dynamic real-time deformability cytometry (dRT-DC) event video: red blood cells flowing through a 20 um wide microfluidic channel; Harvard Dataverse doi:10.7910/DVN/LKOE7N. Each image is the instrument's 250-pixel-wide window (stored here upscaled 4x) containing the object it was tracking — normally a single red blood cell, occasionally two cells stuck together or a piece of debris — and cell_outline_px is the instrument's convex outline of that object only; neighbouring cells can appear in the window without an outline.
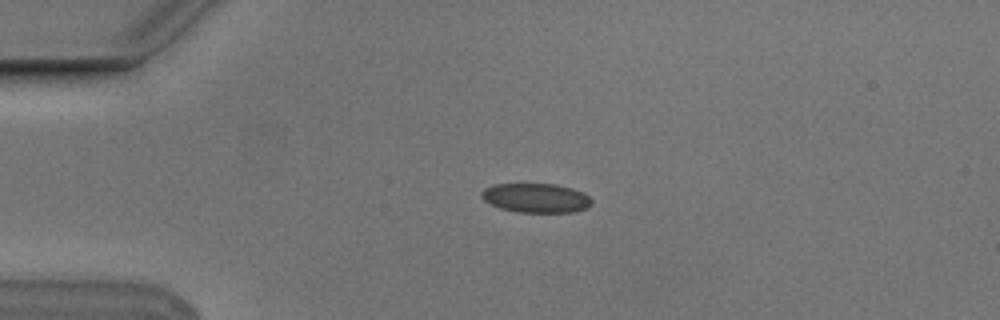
{"species": "Egyptian fruit bat (a non-hibernating species)", "species_latin": "Rousettus aegyptiacus", "temperature_condition": "cold", "stored_images_in_passage": 4, "camera_frame_rate_fps": 3000, "um_per_image_px": 0.085, "animal": {"sex": "male"}, "frame": {"image": 1, "passage_image": 3, "time_ms": 0.667, "image_size_px": [1000, 320], "cell_outline_px": [[592, 204], [588, 208], [576, 212], [516, 212], [500, 208], [484, 200], [480, 196], [480, 192], [484, 188], [492, 184], [556, 184], [572, 188], [584, 192], [592, 200]], "centroid_in_image_um": [45.57, 16.82], "position_along_channel_um": 39.4, "area_um2": 19.02}}